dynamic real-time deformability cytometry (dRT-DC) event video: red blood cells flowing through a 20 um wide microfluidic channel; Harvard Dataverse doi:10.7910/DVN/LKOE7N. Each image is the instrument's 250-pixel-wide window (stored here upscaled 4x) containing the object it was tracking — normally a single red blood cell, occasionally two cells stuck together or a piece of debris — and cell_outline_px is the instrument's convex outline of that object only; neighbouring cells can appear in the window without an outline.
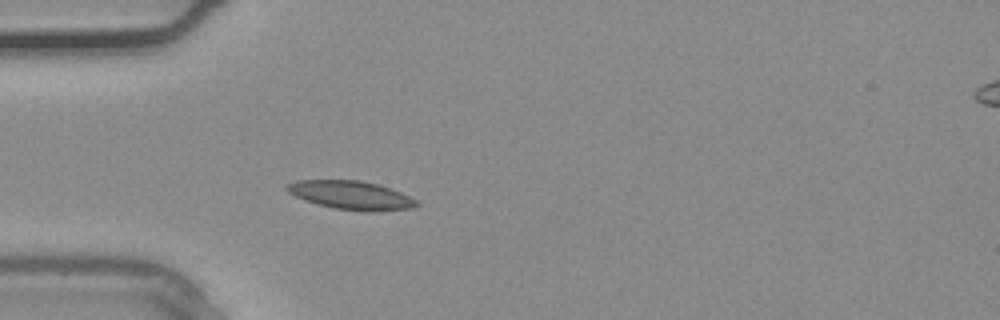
{"species": "common noctule bat (a hibernating species)", "species_latin": "Nyctalus noctula", "temperature_condition": "warm", "stored_images_in_passage": 1, "camera_frame_rate_fps": 3000, "um_per_image_px": 0.085, "animal": {"sex": "male", "body_mass_g": 20.4}, "frame": {"image": 1, "passage_image": 1, "time_ms": 0.0, "image_size_px": [1000, 320], "cell_outline_px": [[420, 204], [412, 208], [372, 212], [336, 208], [320, 204], [296, 196], [288, 192], [284, 188], [288, 184], [300, 180], [360, 180], [380, 184], [400, 192], [416, 200]], "centroid_in_image_um": [29.89, 16.58], "position_along_channel_um": 55.1, "area_um2": 21.27}}